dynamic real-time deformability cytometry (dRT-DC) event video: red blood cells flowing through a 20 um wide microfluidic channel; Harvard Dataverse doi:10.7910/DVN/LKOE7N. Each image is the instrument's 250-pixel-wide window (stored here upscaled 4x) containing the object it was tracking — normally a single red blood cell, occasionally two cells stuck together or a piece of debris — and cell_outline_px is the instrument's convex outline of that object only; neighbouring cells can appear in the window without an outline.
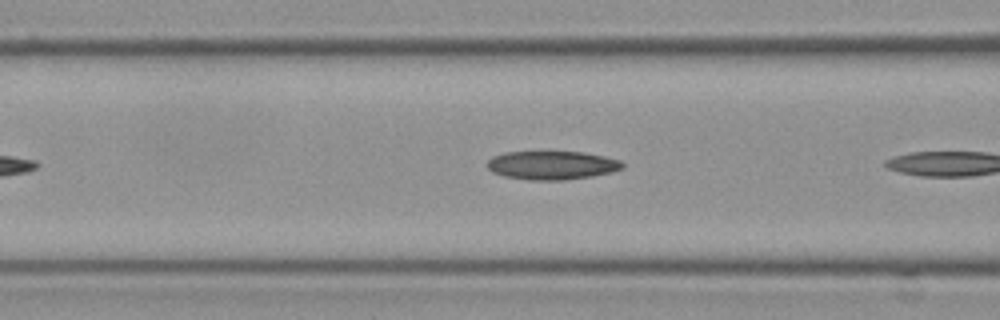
{"species": "Egyptian fruit bat (a non-hibernating species)", "species_latin": "Rousettus aegyptiacus", "temperature_condition": "cold", "stored_images_in_passage": 7, "camera_frame_rate_fps": 3000, "um_per_image_px": 0.085, "frame": {"image": 1, "passage_image": 6, "time_ms": 1.667, "image_size_px": [1000, 320], "cell_outline_px": [[624, 168], [612, 172], [592, 176], [564, 180], [528, 180], [504, 176], [492, 172], [488, 168], [488, 160], [492, 156], [504, 152], [584, 152], [604, 156], [620, 160], [624, 164]], "centroid_in_image_um": [46.92, 14.05], "position_along_channel_um": 119.7, "area_um2": 22.6}}